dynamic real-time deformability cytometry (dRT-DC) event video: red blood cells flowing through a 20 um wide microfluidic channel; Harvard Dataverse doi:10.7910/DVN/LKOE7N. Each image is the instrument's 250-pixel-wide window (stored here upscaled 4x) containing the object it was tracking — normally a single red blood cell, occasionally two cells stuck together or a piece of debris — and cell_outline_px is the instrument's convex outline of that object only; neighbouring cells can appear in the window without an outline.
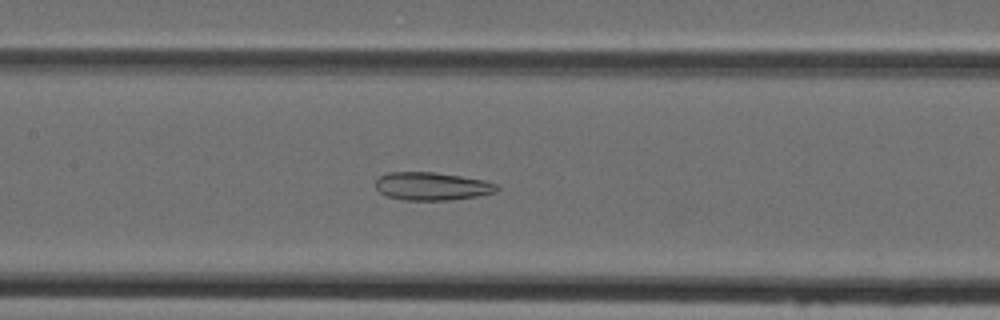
{"species": "Egyptian fruit bat (a non-hibernating species)", "species_latin": "Rousettus aegyptiacus", "temperature_condition": "cold", "stored_images_in_passage": 31, "camera_frame_rate_fps": 3000, "um_per_image_px": 0.085, "animal": {"sex": "female"}, "frame": {"image": 1, "passage_image": 14, "time_ms": 4.333, "image_size_px": [1000, 320], "cell_outline_px": [[500, 188], [496, 192], [476, 196], [448, 200], [404, 200], [388, 196], [380, 192], [376, 188], [376, 180], [380, 176], [388, 172], [432, 172], [460, 176], [484, 180], [496, 184]], "centroid_in_image_um": [36.71, 15.83], "position_along_channel_um": 170.7, "area_um2": 19.65}}
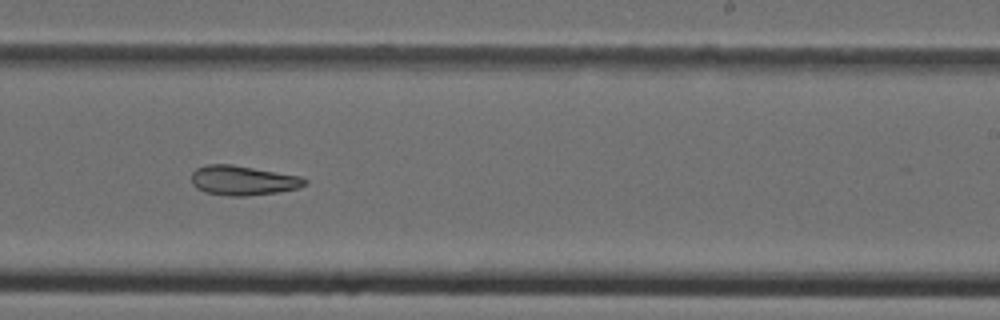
{"frame": {"image": 2, "passage_image": 21, "time_ms": 6.667, "image_size_px": [1000, 320], "cell_outline_px": [[308, 184], [300, 188], [280, 192], [248, 196], [228, 196], [204, 192], [196, 188], [192, 184], [192, 172], [196, 168], [208, 164], [232, 164], [300, 176], [308, 180]], "centroid_in_image_um": [20.67, 15.34], "position_along_channel_um": 268.3, "area_um2": 19.83}}
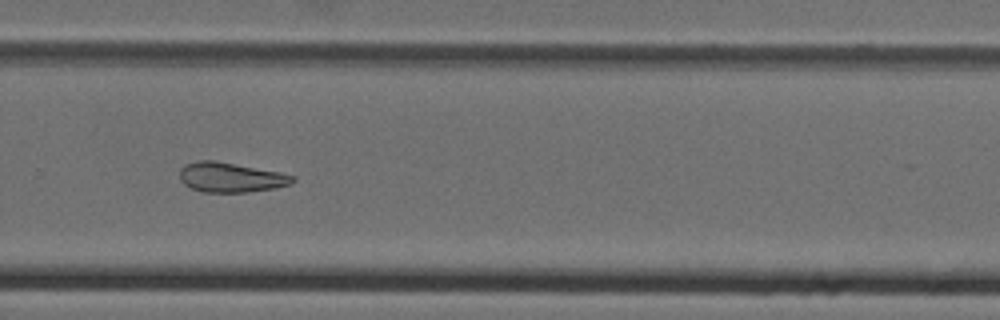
{"frame": {"image": 3, "passage_image": 24, "time_ms": 7.667, "image_size_px": [1000, 320], "cell_outline_px": [[296, 180], [288, 184], [272, 188], [248, 192], [204, 192], [192, 188], [184, 184], [180, 180], [180, 168], [184, 164], [200, 160], [212, 160], [280, 172], [296, 176]], "centroid_in_image_um": [19.59, 15.07], "position_along_channel_um": 310.2, "area_um2": 19.42}}